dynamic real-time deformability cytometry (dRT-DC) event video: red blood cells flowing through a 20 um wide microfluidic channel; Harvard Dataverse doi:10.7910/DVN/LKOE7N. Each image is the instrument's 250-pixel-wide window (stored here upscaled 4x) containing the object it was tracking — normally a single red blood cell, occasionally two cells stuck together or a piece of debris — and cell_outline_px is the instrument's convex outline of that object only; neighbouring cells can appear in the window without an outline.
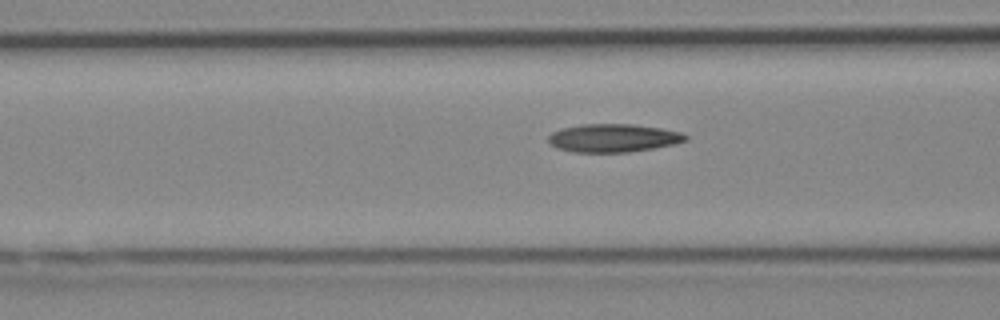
{"species": "Egyptian fruit bat (a non-hibernating species)", "species_latin": "Rousettus aegyptiacus", "temperature_condition": "cold", "stored_images_in_passage": 18, "camera_frame_rate_fps": 3000, "um_per_image_px": 0.085, "animal": {"sex": "female"}, "frame": {"image": 1, "passage_image": 16, "time_ms": 5.0, "image_size_px": [1000, 320], "cell_outline_px": [[688, 140], [676, 144], [628, 152], [572, 152], [556, 148], [548, 144], [548, 136], [552, 132], [560, 128], [580, 124], [632, 124], [660, 128], [680, 132], [688, 136]], "centroid_in_image_um": [52.08, 11.73], "position_along_channel_um": 114.5, "area_um2": 22.72}}